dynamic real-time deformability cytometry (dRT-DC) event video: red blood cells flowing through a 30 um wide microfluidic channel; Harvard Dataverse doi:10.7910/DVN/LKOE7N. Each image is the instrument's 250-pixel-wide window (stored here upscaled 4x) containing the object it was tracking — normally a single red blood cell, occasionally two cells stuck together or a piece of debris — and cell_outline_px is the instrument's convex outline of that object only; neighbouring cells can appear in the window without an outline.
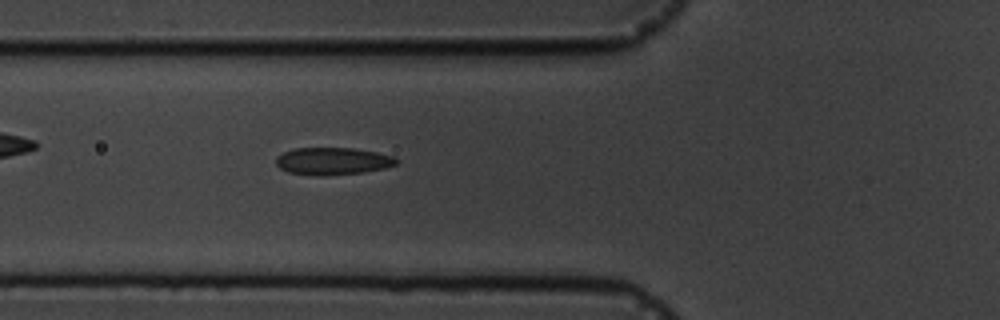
{"species": "common noctule bat (a hibernating species)", "species_latin": "Nyctalus noctula", "temperature_condition": "cold", "stored_images_in_passage": 6, "camera_frame_rate_fps": 3000, "um_per_image_px": 0.085, "animal": {"sex": "male", "body_mass_g": 19.5, "forearm_length_mm": 54.6}, "frame": {"image": 1, "passage_image": 6, "time_ms": 5.667, "image_size_px": [1000, 320], "cell_outline_px": [[400, 160], [396, 164], [384, 168], [364, 172], [320, 176], [288, 172], [280, 168], [276, 164], [276, 156], [292, 148], [352, 148], [376, 152], [396, 156]], "centroid_in_image_um": [28.29, 13.69], "position_along_channel_um": 97.5, "area_um2": 19.25}}